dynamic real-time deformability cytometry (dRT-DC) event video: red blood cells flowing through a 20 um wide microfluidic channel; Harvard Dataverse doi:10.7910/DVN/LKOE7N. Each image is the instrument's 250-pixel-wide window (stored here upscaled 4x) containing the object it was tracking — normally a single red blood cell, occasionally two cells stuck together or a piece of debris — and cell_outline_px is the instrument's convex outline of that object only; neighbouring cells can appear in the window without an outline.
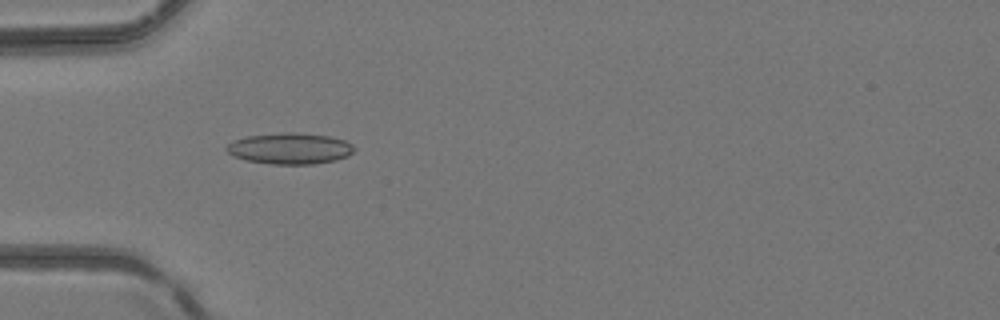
{"species": "common noctule bat (a hibernating species)", "species_latin": "Nyctalus noctula", "temperature_condition": "room temperature", "stored_images_in_passage": 41, "camera_frame_rate_fps": 3000, "um_per_image_px": 0.085, "animal": {"sex": "female", "body_mass_g": 24.6, "forearm_length_mm": 56.2}, "frame": {"image": 1, "passage_image": 7, "time_ms": 2.0, "image_size_px": [1000, 320], "cell_outline_px": [[356, 148], [348, 156], [336, 160], [312, 164], [272, 164], [244, 160], [232, 156], [224, 148], [228, 144], [236, 140], [248, 136], [288, 132], [328, 136], [344, 140], [352, 144]], "centroid_in_image_um": [24.64, 12.63], "position_along_channel_um": 60.4, "area_um2": 23.0}}
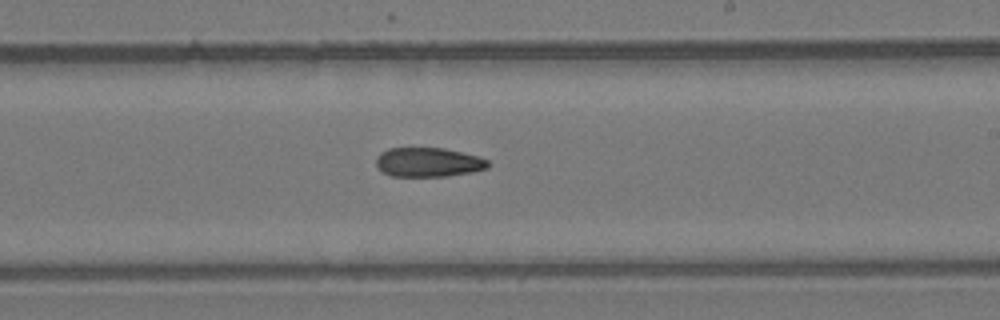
{"frame": {"image": 2, "passage_image": 21, "time_ms": 6.667, "image_size_px": [1000, 320], "cell_outline_px": [[488, 168], [472, 172], [448, 176], [392, 176], [384, 172], [376, 164], [376, 156], [380, 152], [388, 148], [444, 148], [480, 156], [488, 160]], "centroid_in_image_um": [36.42, 13.78], "position_along_channel_um": 252.6, "area_um2": 19.13}}
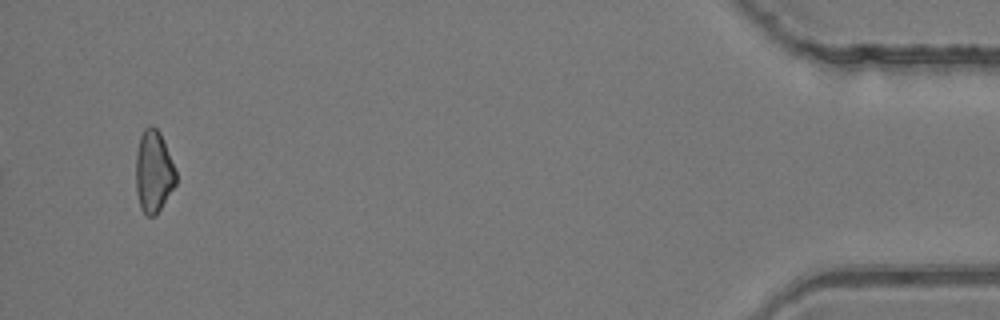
{"frame": {"image": 3, "passage_image": 39, "time_ms": 12.667, "image_size_px": [1000, 320], "cell_outline_px": [[176, 184], [156, 216], [144, 216], [140, 208], [136, 192], [136, 152], [140, 136], [144, 128], [148, 124], [152, 124], [160, 132], [176, 172]], "centroid_in_image_um": [13.03, 14.6], "position_along_channel_um": 422.2, "area_um2": 19.36}}